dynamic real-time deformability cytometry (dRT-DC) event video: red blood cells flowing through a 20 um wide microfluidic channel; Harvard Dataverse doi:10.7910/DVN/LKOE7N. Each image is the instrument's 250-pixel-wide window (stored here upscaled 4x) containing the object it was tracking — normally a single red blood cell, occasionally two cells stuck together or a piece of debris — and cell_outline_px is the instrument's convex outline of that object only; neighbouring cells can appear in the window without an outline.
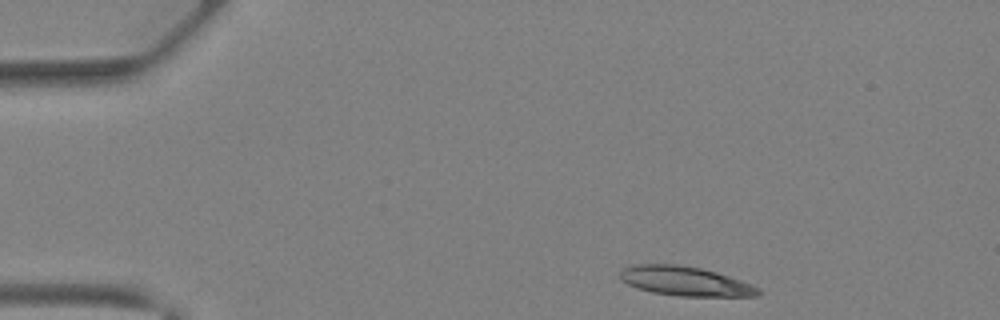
{"species": "Egyptian fruit bat (a non-hibernating species)", "species_latin": "Rousettus aegyptiacus", "temperature_condition": "warm", "stored_images_in_passage": 28, "camera_frame_rate_fps": 3000, "um_per_image_px": 0.085, "animal": {"sex": "female"}, "frame": {"image": 1, "passage_image": 1, "time_ms": 0.0, "image_size_px": [1000, 320], "cell_outline_px": [[764, 292], [756, 296], [676, 296], [652, 292], [636, 288], [620, 280], [620, 272], [624, 268], [636, 264], [676, 264], [700, 268], [716, 272], [752, 284], [760, 288]], "centroid_in_image_um": [58.25, 23.91], "position_along_channel_um": 26.7, "area_um2": 23.7}}
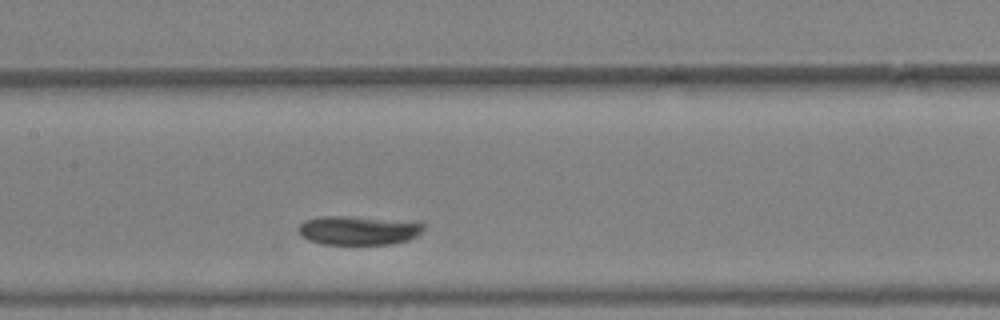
{"frame": {"image": 2, "passage_image": 15, "time_ms": 4.667, "image_size_px": [1000, 320], "cell_outline_px": [[424, 228], [416, 236], [408, 240], [392, 244], [324, 244], [308, 240], [296, 228], [304, 220], [320, 216], [352, 216], [420, 220], [424, 224]], "centroid_in_image_um": [30.54, 19.55], "position_along_channel_um": 176.9, "area_um2": 21.68}}
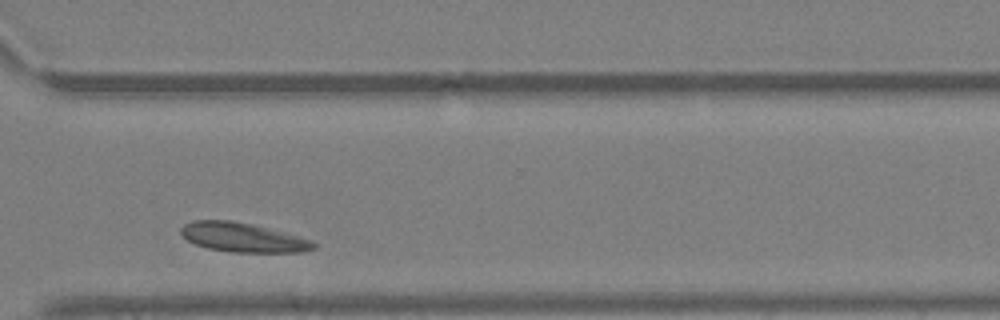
{"frame": {"image": 3, "passage_image": 26, "time_ms": 8.333, "image_size_px": [1000, 320], "cell_outline_px": [[316, 248], [304, 252], [232, 252], [208, 248], [196, 244], [188, 240], [180, 232], [180, 228], [184, 224], [192, 220], [232, 220], [252, 224], [312, 240], [316, 244]], "centroid_in_image_um": [20.63, 20.18], "position_along_channel_um": 350.0, "area_um2": 22.48}, "authors_computed_cell_mechanics": {"area_um2": 22.1085, "velocity_mm_per_s": 4.696, "shape_relaxation_time_tau1_ms": 0.7249, "shape_relaxation_time_tau2_ms": null, "deformation_change_tau1": 0.0959, "deformation_change_tau2": null}}